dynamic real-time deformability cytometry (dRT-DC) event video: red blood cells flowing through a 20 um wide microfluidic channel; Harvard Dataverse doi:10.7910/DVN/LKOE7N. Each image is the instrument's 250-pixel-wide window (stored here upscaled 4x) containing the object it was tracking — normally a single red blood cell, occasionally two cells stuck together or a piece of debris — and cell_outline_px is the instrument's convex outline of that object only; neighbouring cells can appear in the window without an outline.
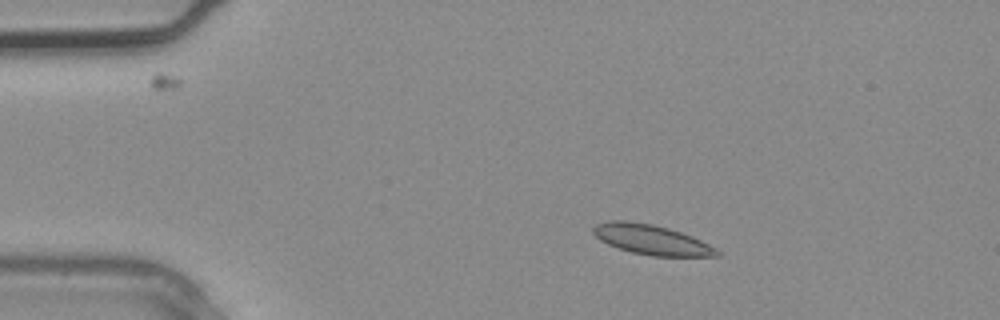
{"species": "common noctule bat (a hibernating species)", "species_latin": "Nyctalus noctula", "temperature_condition": "warm", "stored_images_in_passage": 3, "segment_of_instrument_passage": [1, 2], "camera_frame_rate_fps": 3000, "um_per_image_px": 0.085, "animal": {"sex": "male", "body_mass_g": 20.4}, "frame": {"image": 1, "passage_image": 1, "time_ms": 0.0, "image_size_px": [1000, 320], "cell_outline_px": [[720, 256], [652, 256], [632, 252], [608, 244], [600, 240], [592, 232], [592, 228], [596, 224], [608, 220], [628, 220], [652, 224], [668, 228], [692, 236], [716, 248], [720, 252]], "centroid_in_image_um": [55.35, 20.36], "position_along_channel_um": 29.6, "area_um2": 21.5}}